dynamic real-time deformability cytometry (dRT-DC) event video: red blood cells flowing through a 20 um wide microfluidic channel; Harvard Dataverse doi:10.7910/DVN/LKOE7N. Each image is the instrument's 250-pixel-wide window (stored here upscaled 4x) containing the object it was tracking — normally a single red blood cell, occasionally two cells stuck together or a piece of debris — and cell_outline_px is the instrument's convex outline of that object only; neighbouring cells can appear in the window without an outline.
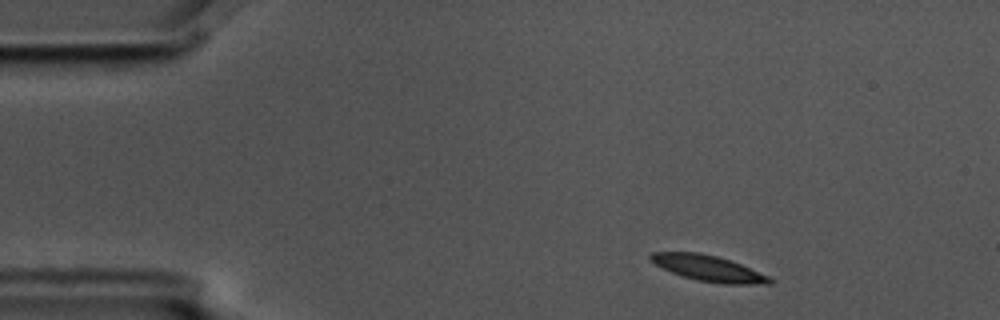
{"species": "common noctule bat (a hibernating species)", "species_latin": "Nyctalus noctula", "temperature_condition": "cold", "stored_images_in_passage": 4, "camera_frame_rate_fps": 3000, "um_per_image_px": 0.085, "animal": {"sex": "male", "body_mass_g": 17.5, "forearm_length_mm": 52.3}, "frame": {"image": 1, "passage_image": 1, "time_ms": 0.0, "image_size_px": [1000, 320], "cell_outline_px": [[776, 280], [772, 284], [724, 284], [696, 280], [672, 272], [648, 260], [648, 256], [652, 252], [700, 252], [716, 256], [740, 264], [768, 276]], "centroid_in_image_um": [60.22, 22.81], "position_along_channel_um": 24.8, "area_um2": 17.8}}
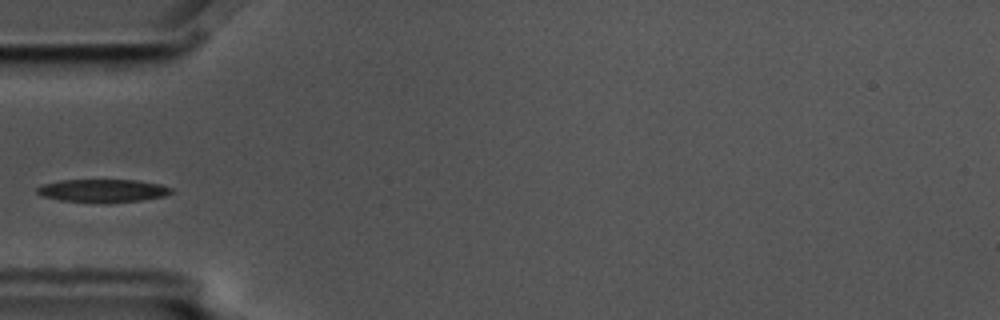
{"frame": {"image": 2, "passage_image": 4, "time_ms": 1.0, "image_size_px": [1000, 320], "cell_outline_px": [[176, 192], [164, 196], [140, 200], [108, 204], [104, 204], [60, 200], [44, 196], [36, 192], [36, 188], [44, 184], [60, 180], [136, 180], [160, 184], [172, 188]], "centroid_in_image_um": [8.77, 16.22], "position_along_channel_um": 76.2, "area_um2": 18.26}}